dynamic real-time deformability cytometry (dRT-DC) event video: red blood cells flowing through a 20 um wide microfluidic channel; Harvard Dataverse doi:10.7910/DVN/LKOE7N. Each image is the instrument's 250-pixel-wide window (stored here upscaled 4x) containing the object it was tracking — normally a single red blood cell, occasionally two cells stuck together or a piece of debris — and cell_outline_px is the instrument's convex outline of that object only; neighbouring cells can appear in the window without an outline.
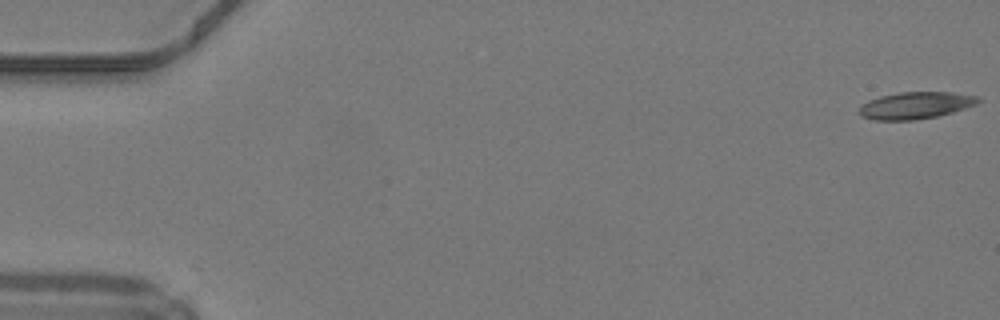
{"species": "common noctule bat (a hibernating species)", "species_latin": "Nyctalus noctula", "temperature_condition": "warm", "stored_images_in_passage": 49, "camera_frame_rate_fps": 3000, "um_per_image_px": 0.085, "animal": {"sex": "male", "body_mass_g": 19.2, "forearm_length_mm": 51.8}, "frame": {"image": 1, "passage_image": 1, "time_ms": 0.0, "image_size_px": [1000, 320], "cell_outline_px": [[980, 100], [976, 104], [952, 112], [936, 116], [912, 120], [872, 120], [860, 116], [856, 112], [868, 100], [880, 96], [900, 92], [952, 92], [976, 96]], "centroid_in_image_um": [77.76, 8.96], "position_along_channel_um": 7.2, "area_um2": 18.55}}
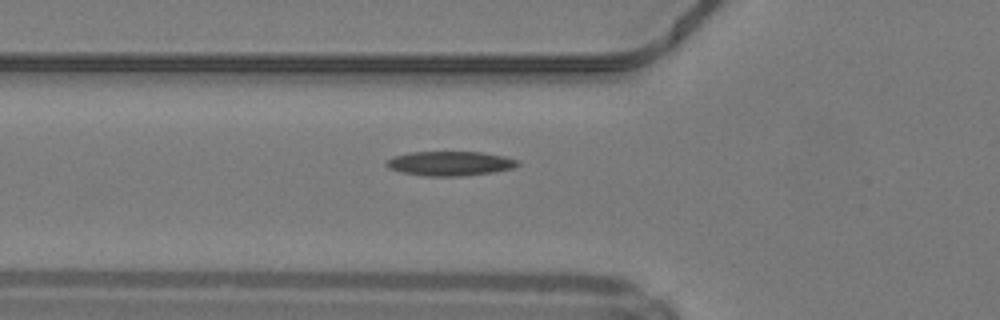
{"frame": {"image": 2, "passage_image": 18, "time_ms": 5.667, "image_size_px": [1000, 320], "cell_outline_px": [[520, 164], [512, 168], [492, 172], [464, 176], [424, 176], [404, 172], [388, 168], [384, 164], [384, 160], [392, 156], [408, 152], [484, 152], [504, 156], [520, 160]], "centroid_in_image_um": [38.22, 13.88], "position_along_channel_um": 87.6, "area_um2": 18.9}}
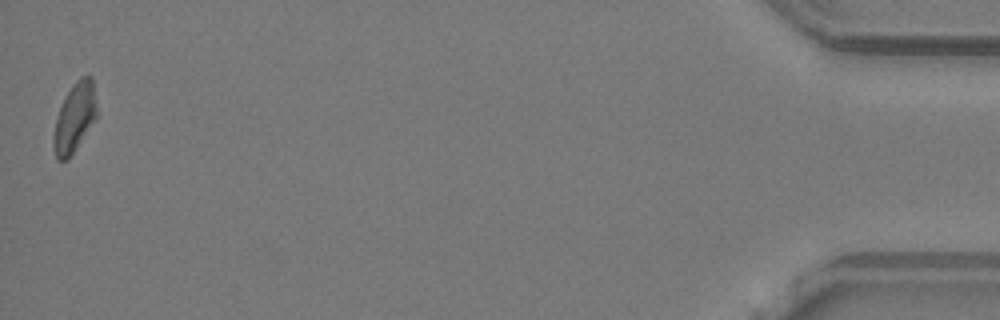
{"frame": {"image": 3, "passage_image": 49, "time_ms": 16.0, "image_size_px": [1000, 320], "cell_outline_px": [[96, 116], [68, 160], [56, 160], [52, 148], [52, 136], [56, 120], [60, 108], [72, 84], [76, 80], [84, 76], [92, 76], [96, 108]], "centroid_in_image_um": [6.3, 10.03], "position_along_channel_um": 428.9, "area_um2": 16.99}}